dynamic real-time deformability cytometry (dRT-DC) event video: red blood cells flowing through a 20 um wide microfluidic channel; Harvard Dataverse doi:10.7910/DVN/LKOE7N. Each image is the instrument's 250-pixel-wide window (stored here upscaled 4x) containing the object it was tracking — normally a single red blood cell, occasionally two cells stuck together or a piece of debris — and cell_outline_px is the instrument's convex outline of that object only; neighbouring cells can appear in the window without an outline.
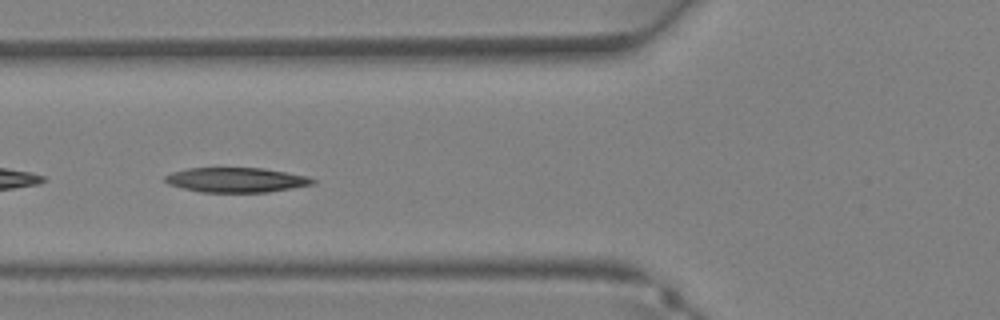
{"species": "Egyptian fruit bat (a non-hibernating species)", "species_latin": "Rousettus aegyptiacus", "temperature_condition": "warm", "stored_images_in_passage": 32, "camera_frame_rate_fps": 3000, "um_per_image_px": 0.085, "animal": {"sex": "female"}, "frame": {"image": 1, "passage_image": 13, "time_ms": 4.0, "image_size_px": [1000, 320], "cell_outline_px": [[316, 184], [268, 192], [200, 192], [168, 184], [164, 180], [164, 176], [172, 172], [188, 168], [264, 168], [308, 176], [316, 180]], "centroid_in_image_um": [20.1, 15.29], "position_along_channel_um": 105.7, "area_um2": 21.33}}
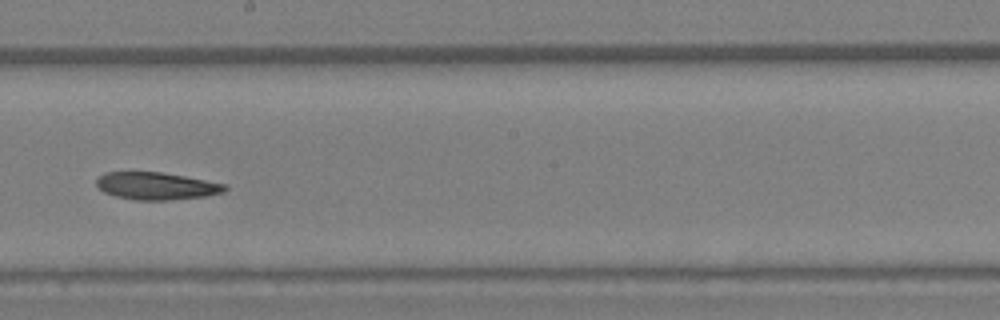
{"frame": {"image": 2, "passage_image": 20, "time_ms": 6.333, "image_size_px": [1000, 320], "cell_outline_px": [[228, 188], [224, 192], [208, 196], [172, 200], [136, 200], [116, 196], [104, 192], [96, 184], [96, 180], [104, 172], [160, 172], [184, 176], [228, 184]], "centroid_in_image_um": [13.34, 15.81], "position_along_channel_um": 234.9, "area_um2": 20.58}}
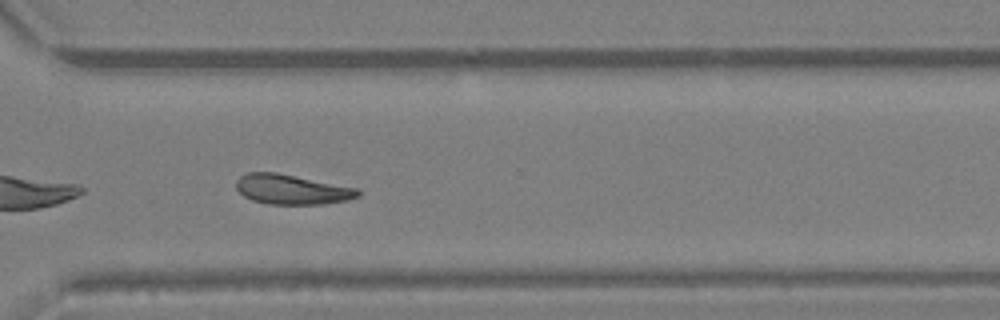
{"frame": {"image": 3, "passage_image": 26, "time_ms": 8.333, "image_size_px": [1000, 320], "cell_outline_px": [[360, 196], [348, 200], [324, 204], [268, 204], [252, 200], [244, 196], [236, 188], [236, 180], [240, 176], [248, 172], [276, 172], [360, 188]], "centroid_in_image_um": [24.83, 16.1], "position_along_channel_um": 345.8, "area_um2": 21.39}}